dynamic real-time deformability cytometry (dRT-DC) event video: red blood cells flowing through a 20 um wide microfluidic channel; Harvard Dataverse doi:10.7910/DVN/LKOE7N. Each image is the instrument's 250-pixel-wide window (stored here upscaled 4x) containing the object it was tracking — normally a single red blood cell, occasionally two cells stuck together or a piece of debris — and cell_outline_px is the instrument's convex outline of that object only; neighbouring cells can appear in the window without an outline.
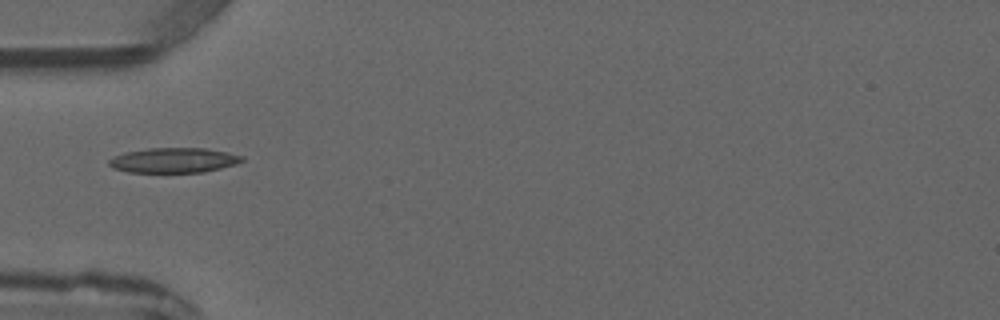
{"species": "common noctule bat (a hibernating species)", "species_latin": "Nyctalus noctula", "temperature_condition": "warm", "stored_images_in_passage": 4, "camera_frame_rate_fps": 3000, "um_per_image_px": 0.085, "animal": {"sex": "male", "forearm_length_mm": 52.5}, "frame": {"image": 1, "passage_image": 3, "time_ms": 2.333, "image_size_px": [1000, 320], "cell_outline_px": [[244, 160], [236, 164], [204, 172], [128, 172], [112, 168], [108, 164], [108, 160], [112, 156], [124, 152], [148, 148], [204, 148], [228, 152], [244, 156]], "centroid_in_image_um": [14.74, 13.62], "position_along_channel_um": 70.3, "area_um2": 19.48}}
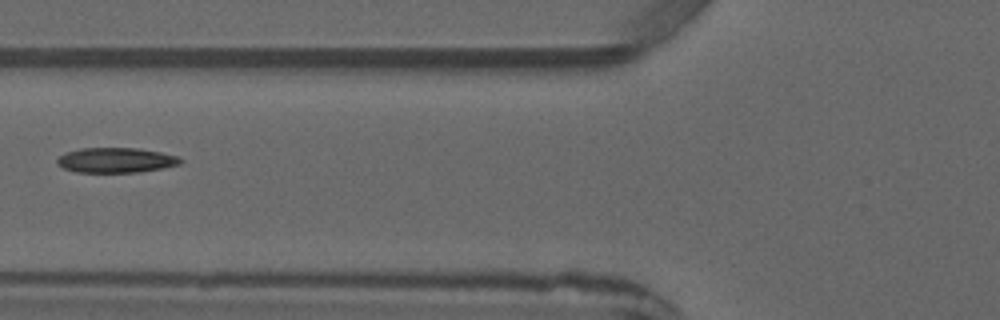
{"frame": {"image": 2, "passage_image": 4, "time_ms": 3.333, "image_size_px": [1000, 320], "cell_outline_px": [[184, 160], [180, 164], [164, 168], [140, 172], [76, 172], [64, 168], [56, 164], [56, 160], [60, 156], [68, 152], [80, 148], [140, 148], [180, 156]], "centroid_in_image_um": [9.9, 13.61], "position_along_channel_um": 115.9, "area_um2": 18.09}}